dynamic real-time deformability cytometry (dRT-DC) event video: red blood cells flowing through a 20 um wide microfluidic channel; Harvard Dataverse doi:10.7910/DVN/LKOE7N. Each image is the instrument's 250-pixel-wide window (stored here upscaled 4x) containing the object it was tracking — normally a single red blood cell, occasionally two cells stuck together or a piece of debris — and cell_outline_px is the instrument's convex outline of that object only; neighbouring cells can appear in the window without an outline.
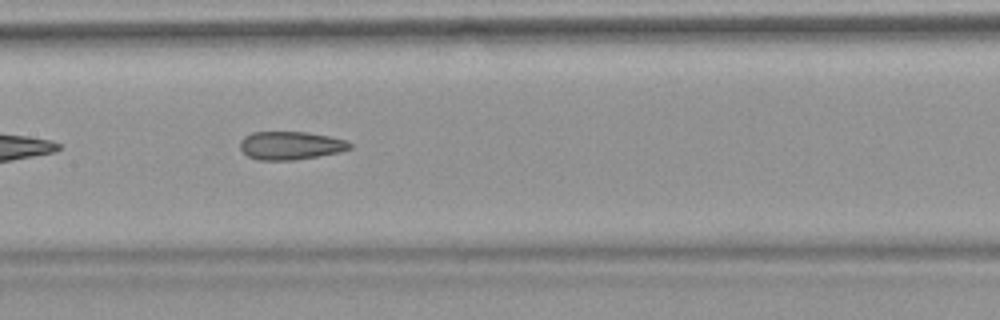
{"species": "common noctule bat (a hibernating species)", "species_latin": "Nyctalus noctula", "temperature_condition": "warm", "stored_images_in_passage": 9, "camera_frame_rate_fps": 3000, "um_per_image_px": 0.085, "animal": {"sex": "female", "body_mass_g": 18.4}, "frame": {"image": 1, "passage_image": 6, "time_ms": 6.667, "image_size_px": [1000, 320], "cell_outline_px": [[352, 148], [340, 152], [296, 160], [256, 160], [248, 156], [240, 148], [240, 140], [244, 136], [252, 132], [308, 132], [348, 140], [352, 144]], "centroid_in_image_um": [24.71, 12.37], "position_along_channel_um": 182.7, "area_um2": 18.21}}